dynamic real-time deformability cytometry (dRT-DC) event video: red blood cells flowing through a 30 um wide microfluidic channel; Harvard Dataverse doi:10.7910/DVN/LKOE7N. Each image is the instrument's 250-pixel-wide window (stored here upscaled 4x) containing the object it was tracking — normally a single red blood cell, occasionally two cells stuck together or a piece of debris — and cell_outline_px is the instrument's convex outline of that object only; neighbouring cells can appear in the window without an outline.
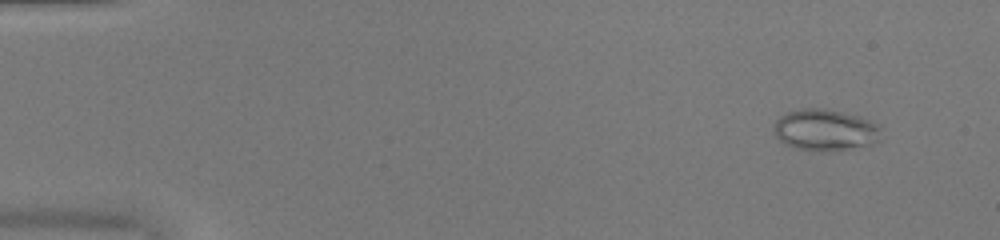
{"species": "common noctule bat (a hibernating species)", "species_latin": "Nyctalus noctula", "temperature_condition": "warm", "stored_images_in_passage": 52, "camera_frame_rate_fps": 3000, "um_per_image_px": 0.085, "animal": {"sex": "female", "body_mass_g": 20.0, "forearm_length_mm": 54.0}, "frame": {"image": 1, "passage_image": 5, "time_ms": 1.333, "image_size_px": [1000, 240], "cell_outline_px": [[880, 140], [872, 144], [828, 152], [824, 152], [796, 148], [784, 144], [776, 136], [772, 128], [772, 124], [780, 116], [788, 112], [804, 108], [824, 108], [860, 116], [876, 124], [880, 128]], "centroid_in_image_um": [70.11, 11.05], "position_along_channel_um": 14.9, "area_um2": 26.07}}
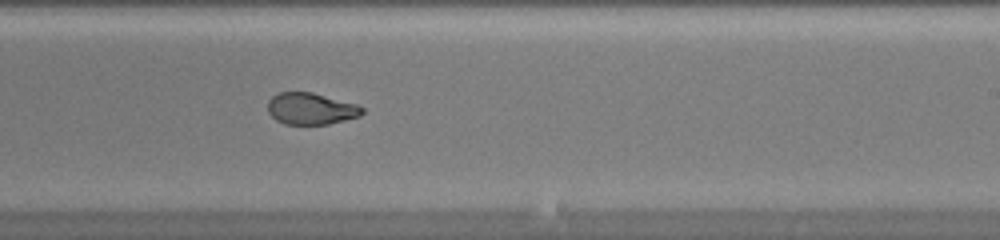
{"frame": {"image": 2, "passage_image": 33, "time_ms": 10.667, "image_size_px": [1000, 240], "cell_outline_px": [[364, 112], [360, 116], [328, 124], [284, 124], [276, 120], [268, 112], [268, 100], [272, 96], [280, 92], [312, 92], [356, 104], [364, 108]], "centroid_in_image_um": [26.42, 9.24], "position_along_channel_um": 262.6, "area_um2": 17.4}}
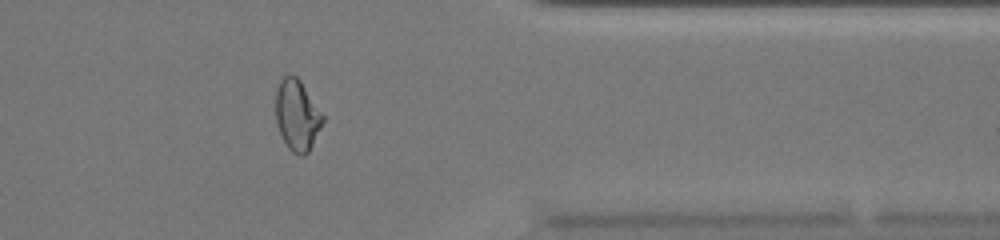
{"frame": {"image": 3, "passage_image": 43, "time_ms": 14.0, "image_size_px": [1000, 240], "cell_outline_px": [[324, 120], [308, 152], [304, 156], [300, 156], [292, 152], [288, 148], [276, 124], [276, 88], [280, 80], [284, 76], [296, 76], [300, 80], [324, 116]], "centroid_in_image_um": [25.24, 9.8], "position_along_channel_um": 386.2, "area_um2": 19.19}, "authors_computed_cell_mechanics": {"area_um2": 21.7617, "velocity_mm_per_s": 4.0695, "shape_relaxation_time_tau1_ms": null, "shape_relaxation_time_tau2_ms": 0.8514, "deformation_change_tau1": null, "deformation_change_tau2": 0.065}}